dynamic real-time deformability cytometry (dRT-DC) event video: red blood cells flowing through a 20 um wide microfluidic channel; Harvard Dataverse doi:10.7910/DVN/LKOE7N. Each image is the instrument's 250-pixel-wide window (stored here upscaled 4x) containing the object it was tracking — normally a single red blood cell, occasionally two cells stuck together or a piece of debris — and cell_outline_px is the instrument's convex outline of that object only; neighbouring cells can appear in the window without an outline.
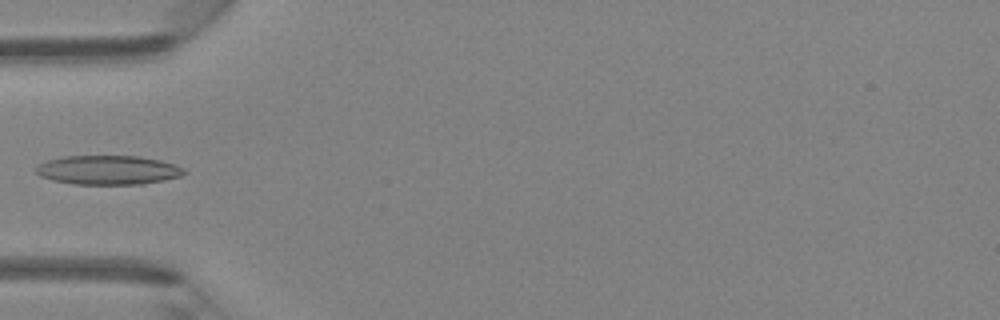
{"species": "Egyptian fruit bat (a non-hibernating species)", "species_latin": "Rousettus aegyptiacus", "temperature_condition": "room temperature", "stored_images_in_passage": 2, "camera_frame_rate_fps": 3000, "um_per_image_px": 0.085, "animal": {"sex": "female"}, "frame": {"image": 1, "passage_image": 2, "time_ms": 2.0, "image_size_px": [1000, 320], "cell_outline_px": [[188, 172], [180, 176], [164, 180], [144, 184], [72, 184], [52, 180], [40, 176], [36, 172], [36, 168], [40, 164], [48, 160], [64, 156], [140, 156], [160, 160], [176, 164], [184, 168]], "centroid_in_image_um": [9.22, 14.45], "position_along_channel_um": 75.8, "area_um2": 25.26}}